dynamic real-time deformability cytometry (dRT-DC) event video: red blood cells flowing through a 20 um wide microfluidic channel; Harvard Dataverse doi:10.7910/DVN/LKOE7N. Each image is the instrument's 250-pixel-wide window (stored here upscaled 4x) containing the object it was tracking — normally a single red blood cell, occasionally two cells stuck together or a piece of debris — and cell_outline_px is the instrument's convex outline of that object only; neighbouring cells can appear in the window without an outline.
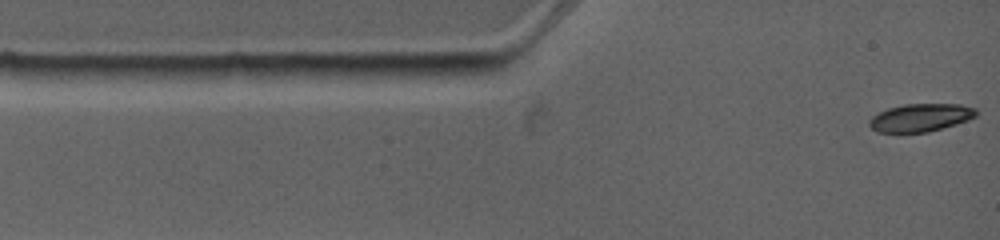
{"species": "common noctule bat (a hibernating species)", "species_latin": "Nyctalus noctula", "temperature_condition": "warm", "stored_images_in_passage": 4, "camera_frame_rate_fps": 4500, "um_per_image_px": 0.085, "animal": {"sex": "female", "body_mass_g": 19.0, "forearm_length_mm": 53.3}, "frame": {"image": 1, "passage_image": 1, "time_ms": 0.0, "image_size_px": [1000, 240], "cell_outline_px": [[976, 116], [968, 120], [956, 124], [928, 132], [876, 132], [868, 124], [868, 120], [872, 116], [888, 108], [904, 104], [960, 104], [976, 108]], "centroid_in_image_um": [78.24, 9.99], "position_along_channel_um": 6.8, "area_um2": 17.34}}
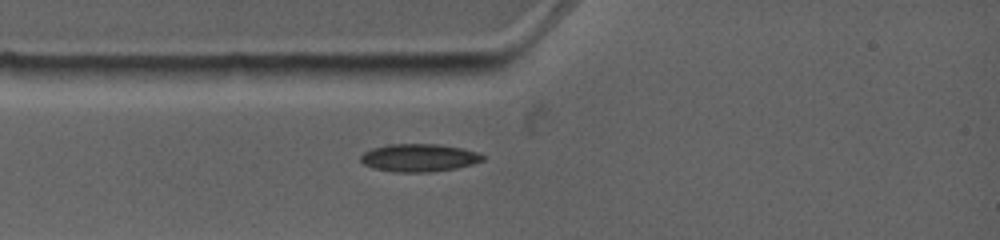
{"frame": {"image": 2, "passage_image": 4, "time_ms": 2.222, "image_size_px": [1000, 240], "cell_outline_px": [[484, 160], [472, 164], [456, 168], [428, 172], [396, 172], [372, 168], [364, 164], [360, 160], [360, 156], [364, 152], [372, 148], [388, 144], [440, 144], [460, 148], [476, 152], [484, 156]], "centroid_in_image_um": [35.58, 13.41], "position_along_channel_um": 49.4, "area_um2": 19.71}}